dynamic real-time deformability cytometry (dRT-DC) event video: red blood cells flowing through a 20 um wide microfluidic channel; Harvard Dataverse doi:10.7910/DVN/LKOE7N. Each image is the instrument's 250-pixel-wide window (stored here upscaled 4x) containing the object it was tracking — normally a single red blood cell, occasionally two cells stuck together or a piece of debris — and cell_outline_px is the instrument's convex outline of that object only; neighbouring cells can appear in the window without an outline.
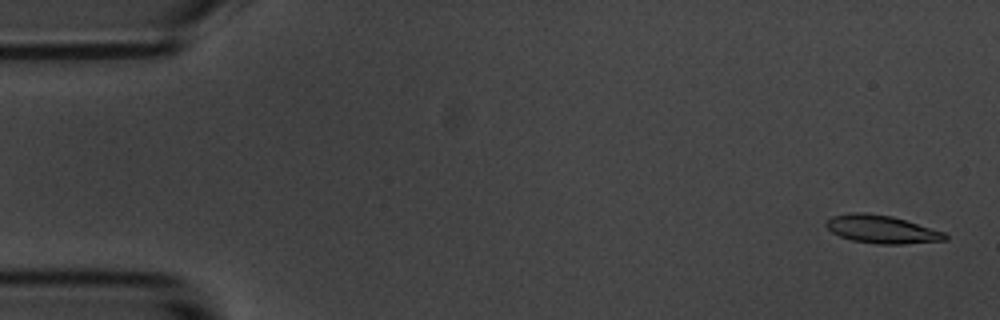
{"species": "common noctule bat (a hibernating species)", "species_latin": "Nyctalus noctula", "temperature_condition": "room temperature", "stored_images_in_passage": 55, "camera_frame_rate_fps": 3000, "um_per_image_px": 0.085, "animal": {"sex": "male", "body_mass_g": 20.1, "forearm_length_mm": 53.5}, "frame": {"image": 1, "passage_image": 1, "time_ms": 0.0, "image_size_px": [1000, 320], "cell_outline_px": [[948, 240], [904, 244], [876, 244], [852, 240], [840, 236], [832, 232], [824, 224], [832, 216], [848, 212], [864, 212], [892, 216], [944, 232], [948, 236]], "centroid_in_image_um": [74.93, 19.49], "position_along_channel_um": 10.1, "area_um2": 19.42}}
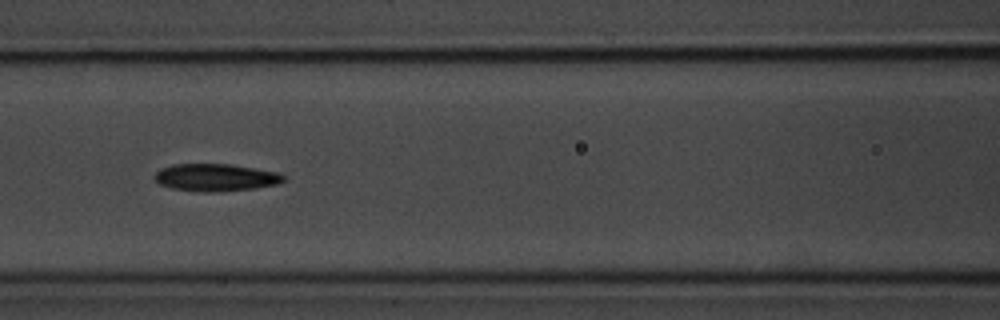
{"frame": {"image": 2, "passage_image": 23, "time_ms": 7.333, "image_size_px": [1000, 320], "cell_outline_px": [[284, 180], [276, 184], [256, 188], [216, 192], [204, 192], [172, 188], [160, 184], [152, 176], [160, 168], [172, 164], [232, 164], [280, 172], [284, 176]], "centroid_in_image_um": [18.33, 15.07], "position_along_channel_um": 148.3, "area_um2": 20.69}}
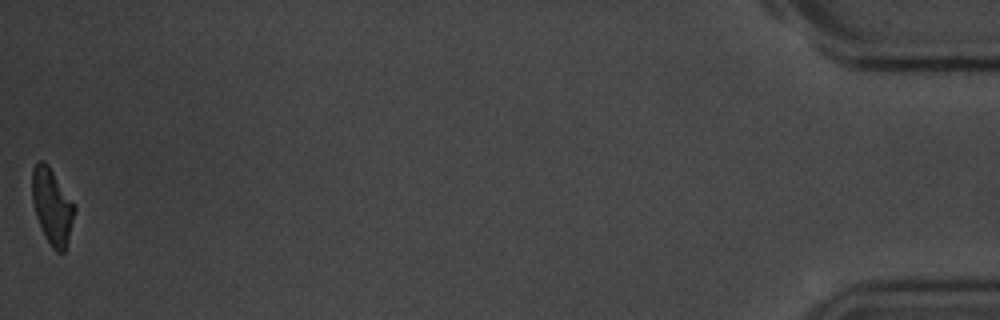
{"frame": {"image": 3, "passage_image": 55, "time_ms": 18.0, "image_size_px": [1000, 320], "cell_outline_px": [[76, 212], [68, 240], [64, 252], [56, 252], [52, 248], [36, 216], [32, 200], [32, 168], [40, 160], [44, 160], [48, 164], [76, 204]], "centroid_in_image_um": [4.46, 17.5], "position_along_channel_um": 430.7, "area_um2": 18.79}, "authors_computed_cell_mechanics": {"area_um2": 19.7676, "velocity_mm_per_s": 3.5676, "shape_relaxation_time_tau1_ms": 4.5561, "shape_relaxation_time_tau2_ms": 6.9343, "deformation_change_tau1": 0.1649, "deformation_change_tau2": 0.1821}}